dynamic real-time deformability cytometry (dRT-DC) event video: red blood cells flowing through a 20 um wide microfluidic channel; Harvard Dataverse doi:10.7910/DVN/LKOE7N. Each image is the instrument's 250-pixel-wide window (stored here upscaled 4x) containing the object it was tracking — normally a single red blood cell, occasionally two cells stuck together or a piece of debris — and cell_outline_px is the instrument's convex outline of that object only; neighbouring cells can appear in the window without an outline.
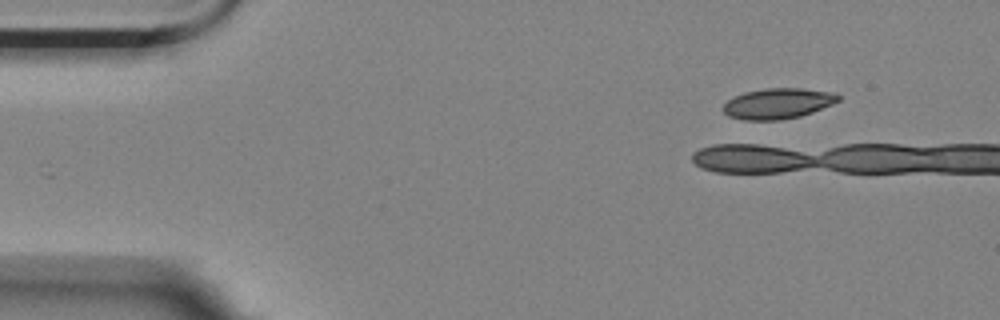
{"species": "Egyptian fruit bat (a non-hibernating species)", "species_latin": "Rousettus aegyptiacus", "temperature_condition": "room temperature", "stored_images_in_passage": 1, "camera_frame_rate_fps": 3000, "um_per_image_px": 0.085, "animal": {"sex": "female"}, "frame": {"image": 1, "passage_image": 1, "time_ms": 0.0, "image_size_px": [1000, 320], "cell_outline_px": [[840, 100], [832, 104], [812, 112], [800, 116], [780, 120], [744, 120], [728, 116], [720, 108], [728, 100], [744, 92], [764, 88], [800, 88], [836, 92], [840, 96]], "centroid_in_image_um": [66.12, 8.79], "position_along_channel_um": 18.9, "area_um2": 20.63}}